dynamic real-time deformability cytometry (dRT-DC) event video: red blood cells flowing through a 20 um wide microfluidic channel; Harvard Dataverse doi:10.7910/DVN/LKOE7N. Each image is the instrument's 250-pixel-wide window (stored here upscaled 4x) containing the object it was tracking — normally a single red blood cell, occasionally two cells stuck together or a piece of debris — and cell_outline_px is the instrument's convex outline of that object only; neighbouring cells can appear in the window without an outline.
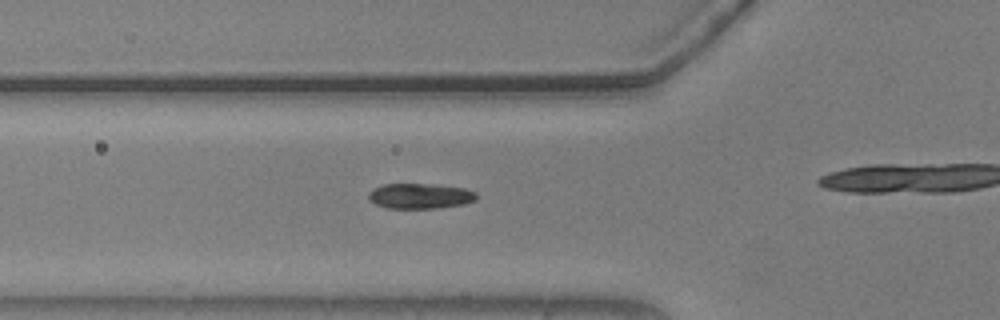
{"species": "common noctule bat (a hibernating species)", "species_latin": "Nyctalus noctula", "temperature_condition": "warm", "stored_images_in_passage": 29, "camera_frame_rate_fps": 3000, "um_per_image_px": 0.085, "animal": {"sex": "male", "body_mass_g": 20.5, "forearm_length_mm": 52.5}, "frame": {"image": 1, "passage_image": 5, "time_ms": 1.333, "image_size_px": [1000, 320], "cell_outline_px": [[476, 200], [464, 204], [440, 208], [388, 208], [376, 204], [368, 200], [368, 192], [372, 188], [384, 184], [436, 184], [464, 188], [476, 192]], "centroid_in_image_um": [35.69, 16.66], "position_along_channel_um": 90.1, "area_um2": 16.07}}
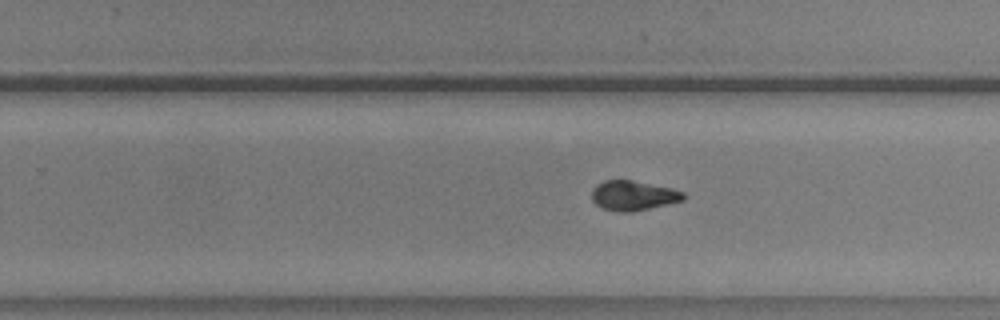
{"frame": {"image": 2, "passage_image": 20, "time_ms": 6.333, "image_size_px": [1000, 320], "cell_outline_px": [[688, 196], [684, 200], [668, 204], [632, 212], [616, 212], [600, 208], [592, 200], [592, 188], [596, 184], [604, 180], [632, 180], [672, 188], [684, 192]], "centroid_in_image_um": [53.82, 16.63], "position_along_channel_um": 276.0, "area_um2": 16.18}}
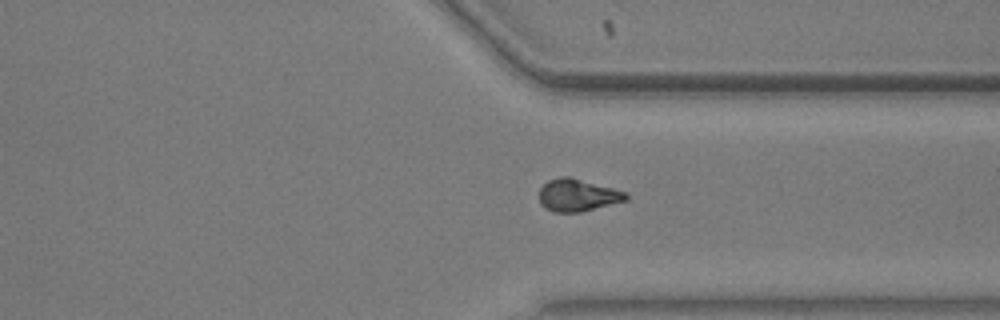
{"frame": {"image": 3, "passage_image": 27, "time_ms": 8.667, "image_size_px": [1000, 320], "cell_outline_px": [[628, 200], [580, 212], [552, 212], [544, 208], [540, 204], [540, 188], [548, 180], [560, 176], [568, 176], [612, 188], [624, 192], [628, 196]], "centroid_in_image_um": [49.06, 16.6], "position_along_channel_um": 362.3, "area_um2": 16.24}}